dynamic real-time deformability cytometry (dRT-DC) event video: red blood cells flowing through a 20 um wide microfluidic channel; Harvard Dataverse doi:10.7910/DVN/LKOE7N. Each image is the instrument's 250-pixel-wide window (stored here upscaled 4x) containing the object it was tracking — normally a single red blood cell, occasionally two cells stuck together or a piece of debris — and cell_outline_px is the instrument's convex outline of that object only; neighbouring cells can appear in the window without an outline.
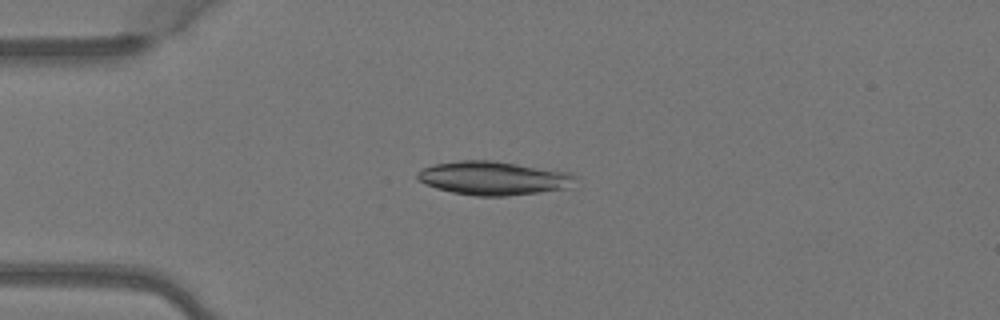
{"species": "Egyptian fruit bat (a non-hibernating species)", "species_latin": "Rousettus aegyptiacus", "temperature_condition": "warm", "stored_images_in_passage": 3, "camera_frame_rate_fps": 3000, "um_per_image_px": 0.085, "animal": {"sex": "female"}, "frame": {"image": 1, "passage_image": 3, "time_ms": 0.667, "image_size_px": [1000, 320], "cell_outline_px": [[580, 176], [568, 188], [540, 192], [504, 196], [476, 196], [452, 192], [436, 188], [424, 184], [416, 176], [416, 172], [424, 168], [436, 164], [460, 160], [492, 160], [568, 172]], "centroid_in_image_um": [41.96, 15.14], "position_along_channel_um": 43.0, "area_um2": 30.92}}